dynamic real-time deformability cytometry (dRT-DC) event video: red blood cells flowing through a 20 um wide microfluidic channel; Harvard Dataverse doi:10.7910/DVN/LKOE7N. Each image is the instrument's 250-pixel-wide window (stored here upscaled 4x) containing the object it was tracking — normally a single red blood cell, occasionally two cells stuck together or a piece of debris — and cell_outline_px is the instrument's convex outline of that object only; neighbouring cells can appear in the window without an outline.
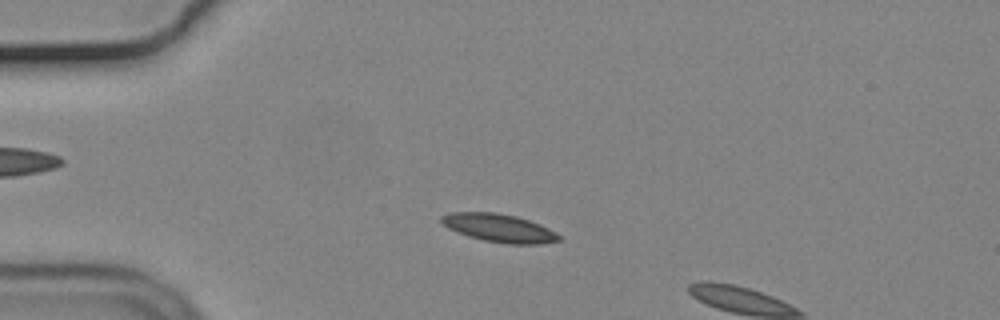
{"species": "common noctule bat (a hibernating species)", "species_latin": "Nyctalus noctula", "temperature_condition": "cold", "stored_images_in_passage": 13, "camera_frame_rate_fps": 3000, "um_per_image_px": 0.085, "animal": {"sex": "male", "body_mass_g": 19.2, "forearm_length_mm": 51.8}, "frame": {"image": 1, "passage_image": 11, "time_ms": 3.333, "image_size_px": [1000, 320], "cell_outline_px": [[560, 240], [540, 244], [508, 244], [484, 240], [468, 236], [456, 232], [448, 228], [440, 220], [440, 216], [452, 212], [496, 212], [516, 216], [540, 224], [556, 232], [560, 236]], "centroid_in_image_um": [42.41, 19.37], "position_along_channel_um": 42.6, "area_um2": 19.25}}